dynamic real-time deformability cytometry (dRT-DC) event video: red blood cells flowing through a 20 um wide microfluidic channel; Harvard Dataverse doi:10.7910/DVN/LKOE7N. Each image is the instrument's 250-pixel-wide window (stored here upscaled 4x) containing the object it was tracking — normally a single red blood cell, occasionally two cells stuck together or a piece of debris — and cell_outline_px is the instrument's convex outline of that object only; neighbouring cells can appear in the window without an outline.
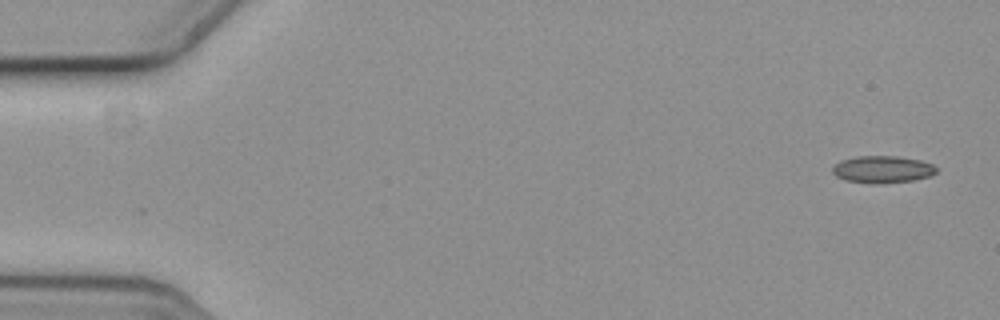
{"species": "common noctule bat (a hibernating species)", "species_latin": "Nyctalus noctula", "temperature_condition": "cold", "stored_images_in_passage": 56, "camera_frame_rate_fps": 3000, "um_per_image_px": 0.085, "animal": {"sex": "female", "body_mass_g": 19.3, "forearm_length_mm": 54.1}, "frame": {"image": 1, "passage_image": 1, "time_ms": 0.0, "image_size_px": [1000, 320], "cell_outline_px": [[936, 172], [928, 176], [912, 180], [848, 180], [836, 176], [832, 172], [832, 168], [840, 160], [856, 156], [900, 156], [920, 160], [932, 164], [936, 168]], "centroid_in_image_um": [75.01, 14.32], "position_along_channel_um": 10.0, "area_um2": 15.32}}
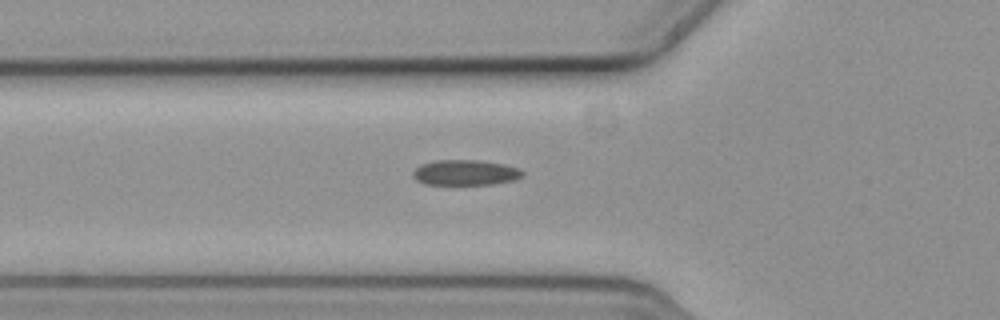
{"frame": {"image": 2, "passage_image": 19, "time_ms": 6.0, "image_size_px": [1000, 320], "cell_outline_px": [[524, 176], [516, 180], [492, 184], [424, 184], [416, 180], [412, 176], [412, 172], [420, 164], [436, 160], [480, 160], [504, 164], [516, 168], [524, 172]], "centroid_in_image_um": [39.55, 14.67], "position_along_channel_um": 86.3, "area_um2": 16.3}}
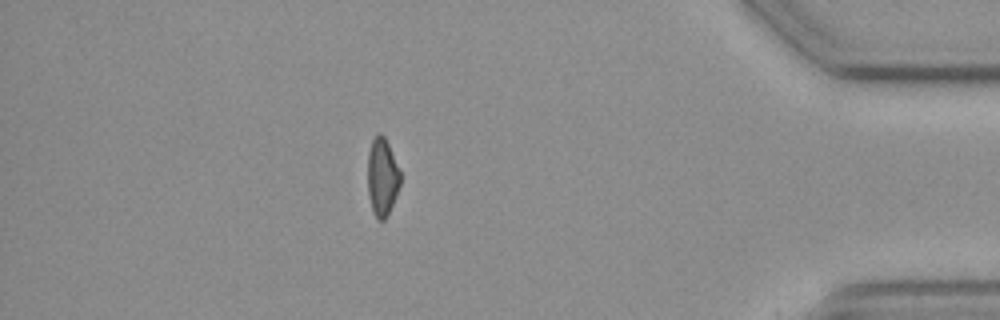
{"frame": {"image": 3, "passage_image": 49, "time_ms": 16.0, "image_size_px": [1000, 320], "cell_outline_px": [[400, 184], [396, 196], [384, 220], [380, 220], [372, 212], [368, 196], [368, 152], [372, 140], [376, 132], [380, 132], [384, 136], [388, 144], [400, 172]], "centroid_in_image_um": [32.47, 15.02], "position_along_channel_um": 402.7, "area_um2": 14.68}}